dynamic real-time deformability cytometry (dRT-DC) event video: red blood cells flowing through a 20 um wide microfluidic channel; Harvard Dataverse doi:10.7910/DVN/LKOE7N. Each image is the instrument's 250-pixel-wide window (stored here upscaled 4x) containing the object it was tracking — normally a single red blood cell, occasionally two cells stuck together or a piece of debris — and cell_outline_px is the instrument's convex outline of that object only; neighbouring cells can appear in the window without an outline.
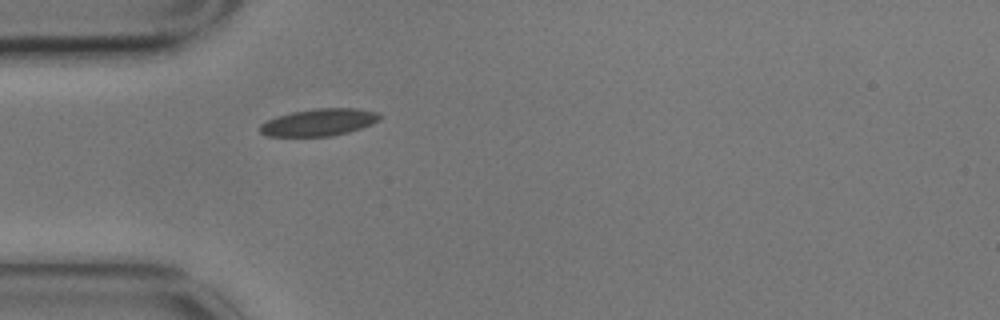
{"species": "common noctule bat (a hibernating species)", "species_latin": "Nyctalus noctula", "temperature_condition": "cold", "stored_images_in_passage": 1, "camera_frame_rate_fps": 3000, "um_per_image_px": 0.085, "animal": {"sex": "male", "body_mass_g": 17.9}, "frame": {"image": 1, "passage_image": 1, "time_ms": 0.0, "image_size_px": [1000, 320], "cell_outline_px": [[380, 120], [372, 124], [348, 132], [332, 136], [268, 136], [260, 132], [260, 124], [276, 116], [292, 112], [316, 108], [356, 108], [376, 112], [380, 116]], "centroid_in_image_um": [27.11, 10.39], "position_along_channel_um": 57.9, "area_um2": 18.84}}